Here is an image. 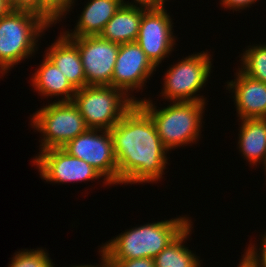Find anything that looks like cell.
<instances>
[{"label":"cell","instance_id":"cell-19","mask_svg":"<svg viewBox=\"0 0 266 267\" xmlns=\"http://www.w3.org/2000/svg\"><path fill=\"white\" fill-rule=\"evenodd\" d=\"M192 225L193 222L154 257L155 267H202L200 257L184 244L192 234Z\"/></svg>","mask_w":266,"mask_h":267},{"label":"cell","instance_id":"cell-9","mask_svg":"<svg viewBox=\"0 0 266 267\" xmlns=\"http://www.w3.org/2000/svg\"><path fill=\"white\" fill-rule=\"evenodd\" d=\"M32 165L38 168L40 178L49 183H75L102 179L103 185H111L90 164L71 156L63 148H50L38 152Z\"/></svg>","mask_w":266,"mask_h":267},{"label":"cell","instance_id":"cell-11","mask_svg":"<svg viewBox=\"0 0 266 267\" xmlns=\"http://www.w3.org/2000/svg\"><path fill=\"white\" fill-rule=\"evenodd\" d=\"M67 38L78 47L86 86H111L120 45L99 35Z\"/></svg>","mask_w":266,"mask_h":267},{"label":"cell","instance_id":"cell-2","mask_svg":"<svg viewBox=\"0 0 266 267\" xmlns=\"http://www.w3.org/2000/svg\"><path fill=\"white\" fill-rule=\"evenodd\" d=\"M191 220V217L182 215L127 229L102 243L98 253L103 260L154 258L192 222Z\"/></svg>","mask_w":266,"mask_h":267},{"label":"cell","instance_id":"cell-12","mask_svg":"<svg viewBox=\"0 0 266 267\" xmlns=\"http://www.w3.org/2000/svg\"><path fill=\"white\" fill-rule=\"evenodd\" d=\"M156 70L137 42L120 44L111 86L121 89L137 103L140 99L131 93L135 90V93L139 92L140 89L143 92L147 80Z\"/></svg>","mask_w":266,"mask_h":267},{"label":"cell","instance_id":"cell-22","mask_svg":"<svg viewBox=\"0 0 266 267\" xmlns=\"http://www.w3.org/2000/svg\"><path fill=\"white\" fill-rule=\"evenodd\" d=\"M76 0H41V17L51 26L72 11ZM74 3V4H73Z\"/></svg>","mask_w":266,"mask_h":267},{"label":"cell","instance_id":"cell-4","mask_svg":"<svg viewBox=\"0 0 266 267\" xmlns=\"http://www.w3.org/2000/svg\"><path fill=\"white\" fill-rule=\"evenodd\" d=\"M52 26L39 15L11 10L0 18V76L38 51L40 37Z\"/></svg>","mask_w":266,"mask_h":267},{"label":"cell","instance_id":"cell-18","mask_svg":"<svg viewBox=\"0 0 266 267\" xmlns=\"http://www.w3.org/2000/svg\"><path fill=\"white\" fill-rule=\"evenodd\" d=\"M146 9L122 5L107 22L99 36L117 44L136 42L140 21Z\"/></svg>","mask_w":266,"mask_h":267},{"label":"cell","instance_id":"cell-21","mask_svg":"<svg viewBox=\"0 0 266 267\" xmlns=\"http://www.w3.org/2000/svg\"><path fill=\"white\" fill-rule=\"evenodd\" d=\"M14 255L8 267H54L55 265L44 248L22 249V251H16Z\"/></svg>","mask_w":266,"mask_h":267},{"label":"cell","instance_id":"cell-16","mask_svg":"<svg viewBox=\"0 0 266 267\" xmlns=\"http://www.w3.org/2000/svg\"><path fill=\"white\" fill-rule=\"evenodd\" d=\"M239 122L237 149L249 165H263L266 171V118H247Z\"/></svg>","mask_w":266,"mask_h":267},{"label":"cell","instance_id":"cell-17","mask_svg":"<svg viewBox=\"0 0 266 267\" xmlns=\"http://www.w3.org/2000/svg\"><path fill=\"white\" fill-rule=\"evenodd\" d=\"M37 70V71H36ZM32 73V88L44 98H58L57 101H72L76 89L69 83L63 73L54 66L51 61L43 54V60ZM57 96V97H56ZM62 96V97H61ZM62 98V99H61Z\"/></svg>","mask_w":266,"mask_h":267},{"label":"cell","instance_id":"cell-15","mask_svg":"<svg viewBox=\"0 0 266 267\" xmlns=\"http://www.w3.org/2000/svg\"><path fill=\"white\" fill-rule=\"evenodd\" d=\"M121 6V0H88L77 17L74 29L63 30L62 33L66 37L99 35Z\"/></svg>","mask_w":266,"mask_h":267},{"label":"cell","instance_id":"cell-1","mask_svg":"<svg viewBox=\"0 0 266 267\" xmlns=\"http://www.w3.org/2000/svg\"><path fill=\"white\" fill-rule=\"evenodd\" d=\"M118 167V184L161 181L169 150L162 144L155 123L138 104L109 130Z\"/></svg>","mask_w":266,"mask_h":267},{"label":"cell","instance_id":"cell-25","mask_svg":"<svg viewBox=\"0 0 266 267\" xmlns=\"http://www.w3.org/2000/svg\"><path fill=\"white\" fill-rule=\"evenodd\" d=\"M13 10L33 12L41 17V0H8Z\"/></svg>","mask_w":266,"mask_h":267},{"label":"cell","instance_id":"cell-31","mask_svg":"<svg viewBox=\"0 0 266 267\" xmlns=\"http://www.w3.org/2000/svg\"><path fill=\"white\" fill-rule=\"evenodd\" d=\"M100 259H101V260H100V261H101L100 265H99V264H97V265H92V264H91V265H90V264H89V265H88V264H87V265H86V264L81 265V264H80V265H78V266H77V265H73V266H70V267H103V259H102L101 254H100ZM54 267H55V266H54Z\"/></svg>","mask_w":266,"mask_h":267},{"label":"cell","instance_id":"cell-28","mask_svg":"<svg viewBox=\"0 0 266 267\" xmlns=\"http://www.w3.org/2000/svg\"><path fill=\"white\" fill-rule=\"evenodd\" d=\"M237 267H258L245 253L241 255V259Z\"/></svg>","mask_w":266,"mask_h":267},{"label":"cell","instance_id":"cell-5","mask_svg":"<svg viewBox=\"0 0 266 267\" xmlns=\"http://www.w3.org/2000/svg\"><path fill=\"white\" fill-rule=\"evenodd\" d=\"M73 103L91 129L110 130L135 105L121 89L112 86H86L77 89Z\"/></svg>","mask_w":266,"mask_h":267},{"label":"cell","instance_id":"cell-6","mask_svg":"<svg viewBox=\"0 0 266 267\" xmlns=\"http://www.w3.org/2000/svg\"><path fill=\"white\" fill-rule=\"evenodd\" d=\"M195 53L168 67L159 96L173 102H207L205 96L197 93L211 76L213 59L208 50Z\"/></svg>","mask_w":266,"mask_h":267},{"label":"cell","instance_id":"cell-23","mask_svg":"<svg viewBox=\"0 0 266 267\" xmlns=\"http://www.w3.org/2000/svg\"><path fill=\"white\" fill-rule=\"evenodd\" d=\"M260 248L257 244H249L244 253L258 266L266 267V232L261 235Z\"/></svg>","mask_w":266,"mask_h":267},{"label":"cell","instance_id":"cell-10","mask_svg":"<svg viewBox=\"0 0 266 267\" xmlns=\"http://www.w3.org/2000/svg\"><path fill=\"white\" fill-rule=\"evenodd\" d=\"M165 7L143 12L136 42L155 67H159L176 47L174 23ZM176 37V38H175Z\"/></svg>","mask_w":266,"mask_h":267},{"label":"cell","instance_id":"cell-13","mask_svg":"<svg viewBox=\"0 0 266 267\" xmlns=\"http://www.w3.org/2000/svg\"><path fill=\"white\" fill-rule=\"evenodd\" d=\"M235 79L227 81L226 90L233 97L238 120L247 118H266V83L254 80L239 69Z\"/></svg>","mask_w":266,"mask_h":267},{"label":"cell","instance_id":"cell-27","mask_svg":"<svg viewBox=\"0 0 266 267\" xmlns=\"http://www.w3.org/2000/svg\"><path fill=\"white\" fill-rule=\"evenodd\" d=\"M122 5L139 7L144 9H153V0H132L131 2L128 0H121Z\"/></svg>","mask_w":266,"mask_h":267},{"label":"cell","instance_id":"cell-20","mask_svg":"<svg viewBox=\"0 0 266 267\" xmlns=\"http://www.w3.org/2000/svg\"><path fill=\"white\" fill-rule=\"evenodd\" d=\"M240 55L238 69L246 76L266 83V44L249 45Z\"/></svg>","mask_w":266,"mask_h":267},{"label":"cell","instance_id":"cell-8","mask_svg":"<svg viewBox=\"0 0 266 267\" xmlns=\"http://www.w3.org/2000/svg\"><path fill=\"white\" fill-rule=\"evenodd\" d=\"M62 148L90 164L110 185L118 184V167L109 130L88 128Z\"/></svg>","mask_w":266,"mask_h":267},{"label":"cell","instance_id":"cell-26","mask_svg":"<svg viewBox=\"0 0 266 267\" xmlns=\"http://www.w3.org/2000/svg\"><path fill=\"white\" fill-rule=\"evenodd\" d=\"M259 0H220V5L222 8L229 9L230 11H239L247 9V7L251 8L252 4L258 2Z\"/></svg>","mask_w":266,"mask_h":267},{"label":"cell","instance_id":"cell-7","mask_svg":"<svg viewBox=\"0 0 266 267\" xmlns=\"http://www.w3.org/2000/svg\"><path fill=\"white\" fill-rule=\"evenodd\" d=\"M55 101L30 115V126L42 135L39 152L62 148L88 129L73 101Z\"/></svg>","mask_w":266,"mask_h":267},{"label":"cell","instance_id":"cell-24","mask_svg":"<svg viewBox=\"0 0 266 267\" xmlns=\"http://www.w3.org/2000/svg\"><path fill=\"white\" fill-rule=\"evenodd\" d=\"M104 267H155L154 258L103 260Z\"/></svg>","mask_w":266,"mask_h":267},{"label":"cell","instance_id":"cell-30","mask_svg":"<svg viewBox=\"0 0 266 267\" xmlns=\"http://www.w3.org/2000/svg\"><path fill=\"white\" fill-rule=\"evenodd\" d=\"M169 2L168 0H153V9H157V8H160V7H166L165 4Z\"/></svg>","mask_w":266,"mask_h":267},{"label":"cell","instance_id":"cell-29","mask_svg":"<svg viewBox=\"0 0 266 267\" xmlns=\"http://www.w3.org/2000/svg\"><path fill=\"white\" fill-rule=\"evenodd\" d=\"M12 10L11 6L8 3V0H0V18L5 16Z\"/></svg>","mask_w":266,"mask_h":267},{"label":"cell","instance_id":"cell-3","mask_svg":"<svg viewBox=\"0 0 266 267\" xmlns=\"http://www.w3.org/2000/svg\"><path fill=\"white\" fill-rule=\"evenodd\" d=\"M152 118L162 144L169 150L192 146L201 138L207 102H173L159 109L149 98L137 102ZM158 108V109H157ZM195 142V143H194ZM197 142V143H196Z\"/></svg>","mask_w":266,"mask_h":267},{"label":"cell","instance_id":"cell-14","mask_svg":"<svg viewBox=\"0 0 266 267\" xmlns=\"http://www.w3.org/2000/svg\"><path fill=\"white\" fill-rule=\"evenodd\" d=\"M58 36L55 42L46 48L44 55L76 90L86 87L85 72L78 47L62 32Z\"/></svg>","mask_w":266,"mask_h":267}]
</instances>
